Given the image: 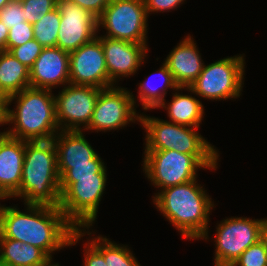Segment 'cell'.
Returning a JSON list of instances; mask_svg holds the SVG:
<instances>
[{
  "instance_id": "603a6c76",
  "label": "cell",
  "mask_w": 267,
  "mask_h": 266,
  "mask_svg": "<svg viewBox=\"0 0 267 266\" xmlns=\"http://www.w3.org/2000/svg\"><path fill=\"white\" fill-rule=\"evenodd\" d=\"M156 74L159 75L161 80L163 79V87H157L153 86L152 81L147 78L143 82L139 83V90H138V100L142 105V108L144 110L148 109H157L161 103H163L166 99L165 96L167 94L166 91L168 89H174V91L177 89L178 85L174 81V78L172 76V73L169 71V68L167 65L163 62L160 69L157 70ZM151 84V85H150Z\"/></svg>"
},
{
  "instance_id": "7402d4cb",
  "label": "cell",
  "mask_w": 267,
  "mask_h": 266,
  "mask_svg": "<svg viewBox=\"0 0 267 266\" xmlns=\"http://www.w3.org/2000/svg\"><path fill=\"white\" fill-rule=\"evenodd\" d=\"M50 258L38 247L0 238V262L16 266H44Z\"/></svg>"
},
{
  "instance_id": "7a4b0ae2",
  "label": "cell",
  "mask_w": 267,
  "mask_h": 266,
  "mask_svg": "<svg viewBox=\"0 0 267 266\" xmlns=\"http://www.w3.org/2000/svg\"><path fill=\"white\" fill-rule=\"evenodd\" d=\"M204 189L195 179L165 188L152 197L160 213L185 239H209V216L215 205Z\"/></svg>"
},
{
  "instance_id": "ab89813d",
  "label": "cell",
  "mask_w": 267,
  "mask_h": 266,
  "mask_svg": "<svg viewBox=\"0 0 267 266\" xmlns=\"http://www.w3.org/2000/svg\"><path fill=\"white\" fill-rule=\"evenodd\" d=\"M0 266H16V265H11V264H7V263H4V262H0Z\"/></svg>"
},
{
  "instance_id": "3957f363",
  "label": "cell",
  "mask_w": 267,
  "mask_h": 266,
  "mask_svg": "<svg viewBox=\"0 0 267 266\" xmlns=\"http://www.w3.org/2000/svg\"><path fill=\"white\" fill-rule=\"evenodd\" d=\"M53 90L28 87L6 99V125L4 132L24 141L52 140L60 131L56 118ZM17 103L10 109L12 101Z\"/></svg>"
},
{
  "instance_id": "6da1fadb",
  "label": "cell",
  "mask_w": 267,
  "mask_h": 266,
  "mask_svg": "<svg viewBox=\"0 0 267 266\" xmlns=\"http://www.w3.org/2000/svg\"><path fill=\"white\" fill-rule=\"evenodd\" d=\"M25 206L27 212H21L17 206H0V238L36 246L52 259L54 252L74 246L81 237L92 233L89 227L77 229L59 207Z\"/></svg>"
},
{
  "instance_id": "b9f144b4",
  "label": "cell",
  "mask_w": 267,
  "mask_h": 266,
  "mask_svg": "<svg viewBox=\"0 0 267 266\" xmlns=\"http://www.w3.org/2000/svg\"><path fill=\"white\" fill-rule=\"evenodd\" d=\"M0 200H5V199L0 195ZM0 206H1V204H0Z\"/></svg>"
},
{
  "instance_id": "7c38bea8",
  "label": "cell",
  "mask_w": 267,
  "mask_h": 266,
  "mask_svg": "<svg viewBox=\"0 0 267 266\" xmlns=\"http://www.w3.org/2000/svg\"><path fill=\"white\" fill-rule=\"evenodd\" d=\"M102 89L67 84L55 95L56 118L60 131L85 130L92 119L97 97ZM82 126V128H81Z\"/></svg>"
},
{
  "instance_id": "74e56055",
  "label": "cell",
  "mask_w": 267,
  "mask_h": 266,
  "mask_svg": "<svg viewBox=\"0 0 267 266\" xmlns=\"http://www.w3.org/2000/svg\"><path fill=\"white\" fill-rule=\"evenodd\" d=\"M10 0H0V10L8 3Z\"/></svg>"
},
{
  "instance_id": "5bb4252c",
  "label": "cell",
  "mask_w": 267,
  "mask_h": 266,
  "mask_svg": "<svg viewBox=\"0 0 267 266\" xmlns=\"http://www.w3.org/2000/svg\"><path fill=\"white\" fill-rule=\"evenodd\" d=\"M70 84L110 88L106 61L100 36L69 53Z\"/></svg>"
},
{
  "instance_id": "d590c367",
  "label": "cell",
  "mask_w": 267,
  "mask_h": 266,
  "mask_svg": "<svg viewBox=\"0 0 267 266\" xmlns=\"http://www.w3.org/2000/svg\"><path fill=\"white\" fill-rule=\"evenodd\" d=\"M259 240L264 245V247L267 249V218L262 219L261 226H260Z\"/></svg>"
},
{
  "instance_id": "e575fe53",
  "label": "cell",
  "mask_w": 267,
  "mask_h": 266,
  "mask_svg": "<svg viewBox=\"0 0 267 266\" xmlns=\"http://www.w3.org/2000/svg\"><path fill=\"white\" fill-rule=\"evenodd\" d=\"M9 29L0 21V52L6 51V43L8 38Z\"/></svg>"
},
{
  "instance_id": "484cf974",
  "label": "cell",
  "mask_w": 267,
  "mask_h": 266,
  "mask_svg": "<svg viewBox=\"0 0 267 266\" xmlns=\"http://www.w3.org/2000/svg\"><path fill=\"white\" fill-rule=\"evenodd\" d=\"M95 174H107L105 163L98 154L91 160V164L71 165L60 178L95 177Z\"/></svg>"
},
{
  "instance_id": "1f68e13d",
  "label": "cell",
  "mask_w": 267,
  "mask_h": 266,
  "mask_svg": "<svg viewBox=\"0 0 267 266\" xmlns=\"http://www.w3.org/2000/svg\"><path fill=\"white\" fill-rule=\"evenodd\" d=\"M183 2L184 0H144L147 16L152 12H169L180 7Z\"/></svg>"
},
{
  "instance_id": "5b68a950",
  "label": "cell",
  "mask_w": 267,
  "mask_h": 266,
  "mask_svg": "<svg viewBox=\"0 0 267 266\" xmlns=\"http://www.w3.org/2000/svg\"><path fill=\"white\" fill-rule=\"evenodd\" d=\"M140 124L145 128L144 150H175L195 155L209 170H216L218 150L210 144L197 128L168 122L140 114Z\"/></svg>"
},
{
  "instance_id": "4dcf8cb0",
  "label": "cell",
  "mask_w": 267,
  "mask_h": 266,
  "mask_svg": "<svg viewBox=\"0 0 267 266\" xmlns=\"http://www.w3.org/2000/svg\"><path fill=\"white\" fill-rule=\"evenodd\" d=\"M24 15L22 4L10 1L0 10V21L10 29L13 26L23 25L26 21Z\"/></svg>"
},
{
  "instance_id": "4316f807",
  "label": "cell",
  "mask_w": 267,
  "mask_h": 266,
  "mask_svg": "<svg viewBox=\"0 0 267 266\" xmlns=\"http://www.w3.org/2000/svg\"><path fill=\"white\" fill-rule=\"evenodd\" d=\"M231 266H267V249L259 240L249 246Z\"/></svg>"
},
{
  "instance_id": "4fadbf2b",
  "label": "cell",
  "mask_w": 267,
  "mask_h": 266,
  "mask_svg": "<svg viewBox=\"0 0 267 266\" xmlns=\"http://www.w3.org/2000/svg\"><path fill=\"white\" fill-rule=\"evenodd\" d=\"M60 25L56 47L71 53L97 36V18L69 0H57Z\"/></svg>"
},
{
  "instance_id": "f1b7e54d",
  "label": "cell",
  "mask_w": 267,
  "mask_h": 266,
  "mask_svg": "<svg viewBox=\"0 0 267 266\" xmlns=\"http://www.w3.org/2000/svg\"><path fill=\"white\" fill-rule=\"evenodd\" d=\"M43 48L38 41L33 39L23 45L11 48L9 52L27 68L31 69Z\"/></svg>"
},
{
  "instance_id": "83f0119b",
  "label": "cell",
  "mask_w": 267,
  "mask_h": 266,
  "mask_svg": "<svg viewBox=\"0 0 267 266\" xmlns=\"http://www.w3.org/2000/svg\"><path fill=\"white\" fill-rule=\"evenodd\" d=\"M26 22L36 23L43 15L57 7V0H26L21 3Z\"/></svg>"
},
{
  "instance_id": "8d00e7d4",
  "label": "cell",
  "mask_w": 267,
  "mask_h": 266,
  "mask_svg": "<svg viewBox=\"0 0 267 266\" xmlns=\"http://www.w3.org/2000/svg\"><path fill=\"white\" fill-rule=\"evenodd\" d=\"M6 124V99L0 95V126ZM5 133V132H0Z\"/></svg>"
},
{
  "instance_id": "836d02e7",
  "label": "cell",
  "mask_w": 267,
  "mask_h": 266,
  "mask_svg": "<svg viewBox=\"0 0 267 266\" xmlns=\"http://www.w3.org/2000/svg\"><path fill=\"white\" fill-rule=\"evenodd\" d=\"M81 8L88 10L98 18L111 0H69Z\"/></svg>"
},
{
  "instance_id": "277c9868",
  "label": "cell",
  "mask_w": 267,
  "mask_h": 266,
  "mask_svg": "<svg viewBox=\"0 0 267 266\" xmlns=\"http://www.w3.org/2000/svg\"><path fill=\"white\" fill-rule=\"evenodd\" d=\"M24 204L60 205V177L53 140L25 141L24 163L19 192Z\"/></svg>"
},
{
  "instance_id": "60d3db41",
  "label": "cell",
  "mask_w": 267,
  "mask_h": 266,
  "mask_svg": "<svg viewBox=\"0 0 267 266\" xmlns=\"http://www.w3.org/2000/svg\"><path fill=\"white\" fill-rule=\"evenodd\" d=\"M11 2H17V3H22V2H24V1H26V0H10Z\"/></svg>"
},
{
  "instance_id": "e0dca14e",
  "label": "cell",
  "mask_w": 267,
  "mask_h": 266,
  "mask_svg": "<svg viewBox=\"0 0 267 266\" xmlns=\"http://www.w3.org/2000/svg\"><path fill=\"white\" fill-rule=\"evenodd\" d=\"M25 141L0 134V195L14 198L19 192L24 163Z\"/></svg>"
},
{
  "instance_id": "f35d334b",
  "label": "cell",
  "mask_w": 267,
  "mask_h": 266,
  "mask_svg": "<svg viewBox=\"0 0 267 266\" xmlns=\"http://www.w3.org/2000/svg\"><path fill=\"white\" fill-rule=\"evenodd\" d=\"M53 260L52 259H50L44 266H59V264L58 263H56L55 264V262H54V264H53V262H52Z\"/></svg>"
},
{
  "instance_id": "cb8c5ba5",
  "label": "cell",
  "mask_w": 267,
  "mask_h": 266,
  "mask_svg": "<svg viewBox=\"0 0 267 266\" xmlns=\"http://www.w3.org/2000/svg\"><path fill=\"white\" fill-rule=\"evenodd\" d=\"M88 240L103 254L107 266H141L128 246L114 243L101 235Z\"/></svg>"
},
{
  "instance_id": "8fae6325",
  "label": "cell",
  "mask_w": 267,
  "mask_h": 266,
  "mask_svg": "<svg viewBox=\"0 0 267 266\" xmlns=\"http://www.w3.org/2000/svg\"><path fill=\"white\" fill-rule=\"evenodd\" d=\"M262 219L231 217L216 227L214 266H231L251 245L259 241Z\"/></svg>"
},
{
  "instance_id": "ba28073f",
  "label": "cell",
  "mask_w": 267,
  "mask_h": 266,
  "mask_svg": "<svg viewBox=\"0 0 267 266\" xmlns=\"http://www.w3.org/2000/svg\"><path fill=\"white\" fill-rule=\"evenodd\" d=\"M144 154L143 172L158 191L195 180L198 169H208L195 155L175 150H145Z\"/></svg>"
},
{
  "instance_id": "2e32d148",
  "label": "cell",
  "mask_w": 267,
  "mask_h": 266,
  "mask_svg": "<svg viewBox=\"0 0 267 266\" xmlns=\"http://www.w3.org/2000/svg\"><path fill=\"white\" fill-rule=\"evenodd\" d=\"M70 84L69 53L59 47L43 48L30 69V87L49 89Z\"/></svg>"
},
{
  "instance_id": "8992f818",
  "label": "cell",
  "mask_w": 267,
  "mask_h": 266,
  "mask_svg": "<svg viewBox=\"0 0 267 266\" xmlns=\"http://www.w3.org/2000/svg\"><path fill=\"white\" fill-rule=\"evenodd\" d=\"M106 181L107 174H95V177L86 178H60L59 209L77 229L93 227Z\"/></svg>"
},
{
  "instance_id": "ffe728a7",
  "label": "cell",
  "mask_w": 267,
  "mask_h": 266,
  "mask_svg": "<svg viewBox=\"0 0 267 266\" xmlns=\"http://www.w3.org/2000/svg\"><path fill=\"white\" fill-rule=\"evenodd\" d=\"M184 87H177L175 93H172L173 98L171 102L166 103L164 101L158 108L167 110L168 122L186 125L190 127H200V123L204 118V106L202 102L195 98V96L180 94L179 90L182 91ZM167 104V105H166Z\"/></svg>"
},
{
  "instance_id": "ac0fdd59",
  "label": "cell",
  "mask_w": 267,
  "mask_h": 266,
  "mask_svg": "<svg viewBox=\"0 0 267 266\" xmlns=\"http://www.w3.org/2000/svg\"><path fill=\"white\" fill-rule=\"evenodd\" d=\"M164 63L179 87H189L204 67L197 45L189 34L172 49Z\"/></svg>"
},
{
  "instance_id": "44dd1931",
  "label": "cell",
  "mask_w": 267,
  "mask_h": 266,
  "mask_svg": "<svg viewBox=\"0 0 267 266\" xmlns=\"http://www.w3.org/2000/svg\"><path fill=\"white\" fill-rule=\"evenodd\" d=\"M30 87V69L9 51L0 52V95L9 96Z\"/></svg>"
},
{
  "instance_id": "52a82bcc",
  "label": "cell",
  "mask_w": 267,
  "mask_h": 266,
  "mask_svg": "<svg viewBox=\"0 0 267 266\" xmlns=\"http://www.w3.org/2000/svg\"><path fill=\"white\" fill-rule=\"evenodd\" d=\"M245 64L244 54L204 64L197 79L183 90L213 101L238 98L244 85Z\"/></svg>"
},
{
  "instance_id": "d6986e66",
  "label": "cell",
  "mask_w": 267,
  "mask_h": 266,
  "mask_svg": "<svg viewBox=\"0 0 267 266\" xmlns=\"http://www.w3.org/2000/svg\"><path fill=\"white\" fill-rule=\"evenodd\" d=\"M81 131H59L53 140L58 161V174L61 177L71 165L91 164L97 155Z\"/></svg>"
},
{
  "instance_id": "9c48e42d",
  "label": "cell",
  "mask_w": 267,
  "mask_h": 266,
  "mask_svg": "<svg viewBox=\"0 0 267 266\" xmlns=\"http://www.w3.org/2000/svg\"><path fill=\"white\" fill-rule=\"evenodd\" d=\"M148 16L144 0H111L97 18L98 30L104 37L133 43H147Z\"/></svg>"
},
{
  "instance_id": "d4e9b609",
  "label": "cell",
  "mask_w": 267,
  "mask_h": 266,
  "mask_svg": "<svg viewBox=\"0 0 267 266\" xmlns=\"http://www.w3.org/2000/svg\"><path fill=\"white\" fill-rule=\"evenodd\" d=\"M59 25L60 12L56 7L33 24L34 39L44 48L56 47Z\"/></svg>"
},
{
  "instance_id": "9a60e30c",
  "label": "cell",
  "mask_w": 267,
  "mask_h": 266,
  "mask_svg": "<svg viewBox=\"0 0 267 266\" xmlns=\"http://www.w3.org/2000/svg\"><path fill=\"white\" fill-rule=\"evenodd\" d=\"M104 51L109 82L115 86L121 77L137 73L145 63L148 43H133L100 36Z\"/></svg>"
},
{
  "instance_id": "f546056e",
  "label": "cell",
  "mask_w": 267,
  "mask_h": 266,
  "mask_svg": "<svg viewBox=\"0 0 267 266\" xmlns=\"http://www.w3.org/2000/svg\"><path fill=\"white\" fill-rule=\"evenodd\" d=\"M33 24L23 22V25L13 26L9 29L6 51H9L13 47L23 45L29 40H33Z\"/></svg>"
},
{
  "instance_id": "30bf717a",
  "label": "cell",
  "mask_w": 267,
  "mask_h": 266,
  "mask_svg": "<svg viewBox=\"0 0 267 266\" xmlns=\"http://www.w3.org/2000/svg\"><path fill=\"white\" fill-rule=\"evenodd\" d=\"M126 89L116 85L100 91L91 122L85 131L106 132L122 129L136 120L140 122V115L135 108L137 100Z\"/></svg>"
},
{
  "instance_id": "d6a6232c",
  "label": "cell",
  "mask_w": 267,
  "mask_h": 266,
  "mask_svg": "<svg viewBox=\"0 0 267 266\" xmlns=\"http://www.w3.org/2000/svg\"><path fill=\"white\" fill-rule=\"evenodd\" d=\"M84 266H107L103 254L90 242L84 244Z\"/></svg>"
}]
</instances>
